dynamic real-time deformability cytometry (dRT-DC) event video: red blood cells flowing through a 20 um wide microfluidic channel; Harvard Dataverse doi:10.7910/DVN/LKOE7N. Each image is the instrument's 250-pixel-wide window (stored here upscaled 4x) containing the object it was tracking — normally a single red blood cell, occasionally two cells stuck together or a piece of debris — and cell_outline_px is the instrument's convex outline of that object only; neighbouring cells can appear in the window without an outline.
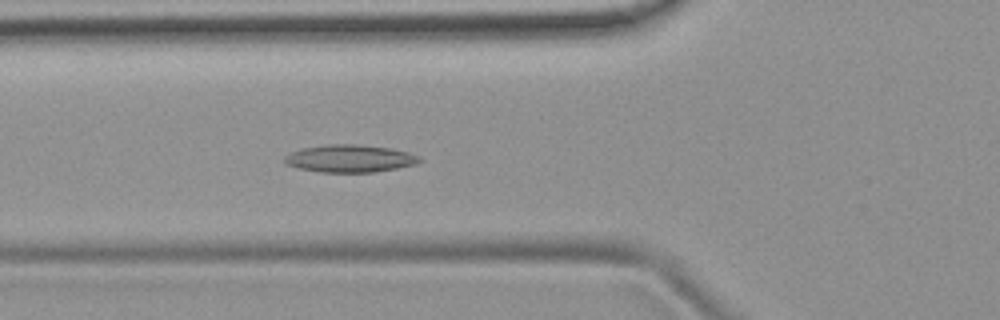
{"species": "common noctule bat (a hibernating species)", "species_latin": "Nyctalus noctula", "temperature_condition": "room temperature", "stored_images_in_passage": 52, "camera_frame_rate_fps": 3000, "um_per_image_px": 0.085, "animal": {"sex": "female", "body_mass_g": 19.9}, "frame": {"image": 1, "passage_image": 18, "time_ms": 5.667, "image_size_px": [1000, 320], "cell_outline_px": [[424, 160], [416, 164], [396, 168], [372, 172], [320, 172], [296, 168], [284, 164], [284, 156], [300, 148], [324, 144], [356, 144], [392, 148], [408, 152], [420, 156]], "centroid_in_image_um": [29.72, 13.46], "position_along_channel_um": 96.1, "area_um2": 21.91}}
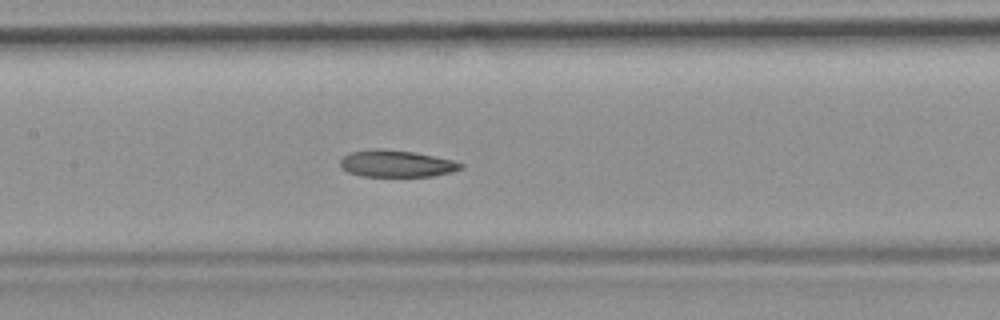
{"frame": {"image": 2, "passage_image": 24, "time_ms": 7.667, "image_size_px": [1000, 320], "cell_outline_px": [[464, 168], [452, 172], [432, 176], [360, 176], [348, 172], [340, 168], [340, 160], [344, 156], [352, 152], [368, 148], [380, 148], [412, 152], [452, 160], [464, 164]], "centroid_in_image_um": [33.67, 13.91], "position_along_channel_um": 173.7, "area_um2": 18.9}}
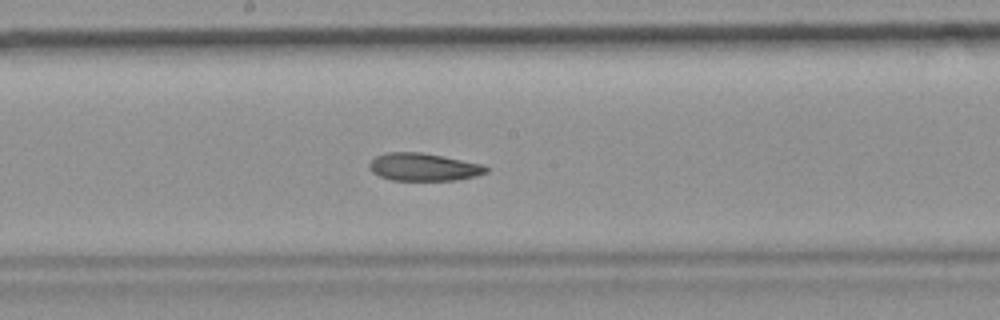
{"frame": {"image": 3, "passage_image": 27, "time_ms": 8.667, "image_size_px": [1000, 320], "cell_outline_px": [[488, 172], [476, 176], [456, 180], [392, 180], [380, 176], [372, 172], [368, 168], [368, 164], [376, 156], [384, 152], [420, 152], [484, 164], [488, 168]], "centroid_in_image_um": [36.0, 14.19], "position_along_channel_um": 212.2, "area_um2": 18.9}, "authors_computed_cell_mechanics": {"area_um2": 20.4901, "velocity_mm_per_s": 3.8779, "shape_relaxation_time_tau1_ms": null, "shape_relaxation_time_tau2_ms": 2.1828, "deformation_change_tau1": null, "deformation_change_tau2": 0.0854}}